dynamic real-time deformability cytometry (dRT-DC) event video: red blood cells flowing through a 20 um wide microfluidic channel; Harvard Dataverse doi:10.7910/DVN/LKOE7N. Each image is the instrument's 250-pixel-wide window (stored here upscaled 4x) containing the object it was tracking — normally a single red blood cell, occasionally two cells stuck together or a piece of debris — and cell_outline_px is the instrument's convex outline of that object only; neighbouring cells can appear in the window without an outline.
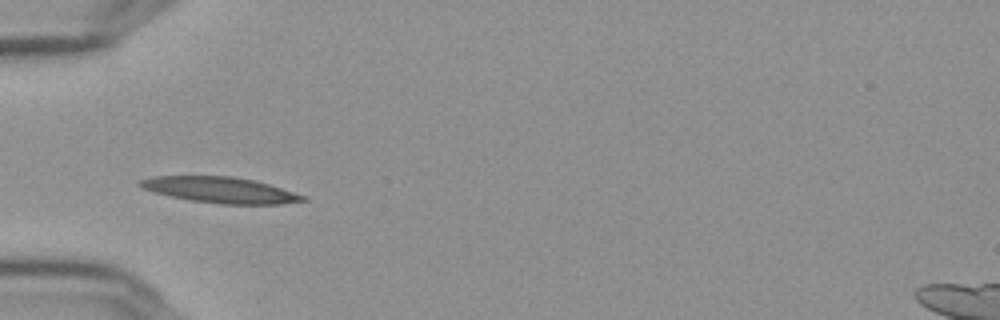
{"species": "Egyptian fruit bat (a non-hibernating species)", "species_latin": "Rousettus aegyptiacus", "temperature_condition": "cold", "stored_images_in_passage": 25, "camera_frame_rate_fps": 3000, "um_per_image_px": 0.085, "frame": {"image": 1, "passage_image": 1, "time_ms": 0.0, "image_size_px": [1000, 320], "cell_outline_px": [[308, 200], [280, 204], [220, 204], [188, 200], [156, 192], [144, 188], [136, 184], [140, 180], [152, 176], [232, 176], [256, 180], [304, 196]], "centroid_in_image_um": [18.7, 16.14], "position_along_channel_um": 66.3, "area_um2": 24.33}}
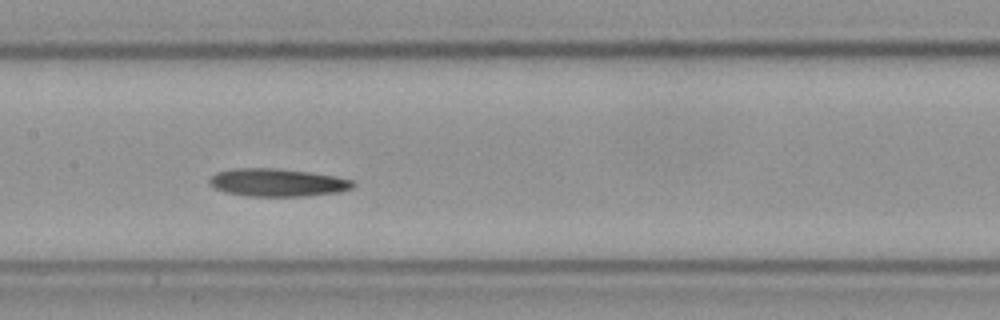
{"frame": {"image": 2, "passage_image": 11, "time_ms": 3.333, "image_size_px": [1000, 320], "cell_outline_px": [[356, 184], [352, 188], [340, 192], [308, 196], [248, 196], [224, 192], [208, 184], [208, 180], [216, 172], [232, 168], [276, 168], [308, 172], [336, 176], [352, 180]], "centroid_in_image_um": [23.58, 15.51], "position_along_channel_um": 183.8, "area_um2": 23.47}}
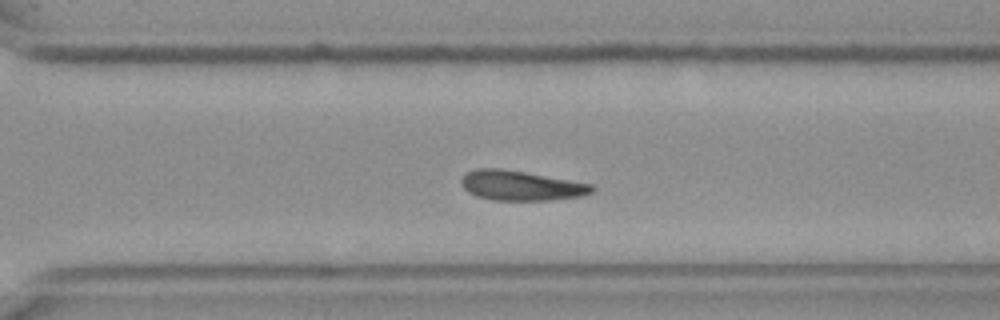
{"frame": {"image": 3, "passage_image": 23, "time_ms": 7.333, "image_size_px": [1000, 320], "cell_outline_px": [[596, 188], [592, 192], [580, 196], [552, 200], [492, 200], [476, 196], [468, 192], [464, 188], [460, 180], [468, 172], [476, 168], [500, 168], [524, 172], [592, 184]], "centroid_in_image_um": [44.27, 15.78], "position_along_channel_um": 326.3, "area_um2": 22.54}}